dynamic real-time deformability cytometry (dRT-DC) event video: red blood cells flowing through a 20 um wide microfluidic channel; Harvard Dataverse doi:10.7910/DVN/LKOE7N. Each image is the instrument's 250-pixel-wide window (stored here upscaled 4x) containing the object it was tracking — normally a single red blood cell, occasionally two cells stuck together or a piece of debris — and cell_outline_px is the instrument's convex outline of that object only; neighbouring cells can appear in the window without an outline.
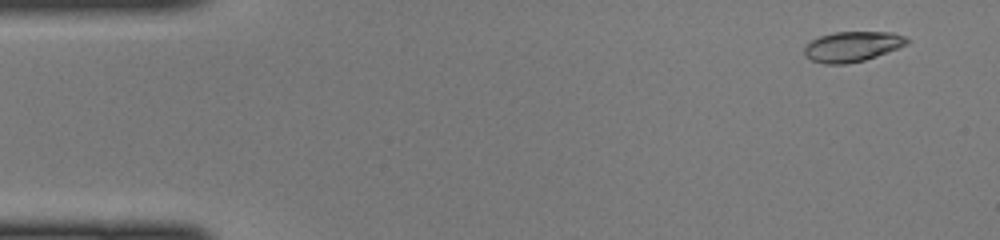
{"species": "common noctule bat (a hibernating species)", "species_latin": "Nyctalus noctula", "temperature_condition": "cold", "stored_images_in_passage": 47, "camera_frame_rate_fps": 3000, "um_per_image_px": 0.085, "animal": {"sex": "female", "body_mass_g": 22.0, "forearm_length_mm": 56.7}, "frame": {"image": 1, "passage_image": 3, "time_ms": 0.667, "image_size_px": [1000, 240], "cell_outline_px": [[908, 44], [876, 56], [864, 60], [844, 64], [824, 64], [812, 60], [804, 56], [804, 48], [812, 40], [820, 36], [836, 32], [892, 32], [904, 36], [908, 40]], "centroid_in_image_um": [72.43, 3.95], "position_along_channel_um": 12.6, "area_um2": 17.86}}
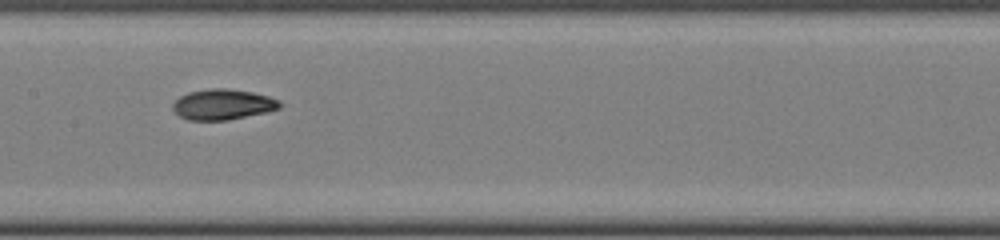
{"frame": {"image": 2, "passage_image": 23, "time_ms": 7.333, "image_size_px": [1000, 240], "cell_outline_px": [[284, 104], [280, 108], [268, 112], [228, 120], [188, 120], [180, 116], [172, 108], [172, 104], [180, 96], [188, 92], [208, 88], [228, 88], [252, 92], [268, 96], [280, 100]], "centroid_in_image_um": [18.97, 8.87], "position_along_channel_um": 188.4, "area_um2": 19.25}}
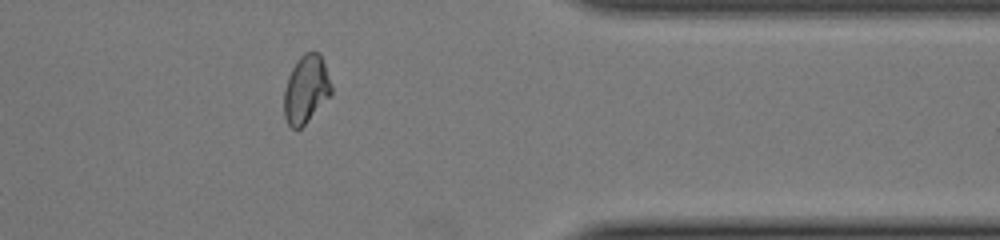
{"frame": {"image": 3, "passage_image": 38, "time_ms": 12.333, "image_size_px": [1000, 240], "cell_outline_px": [[332, 92], [308, 120], [300, 128], [292, 128], [288, 124], [284, 116], [284, 88], [288, 76], [296, 60], [304, 52], [320, 52], [332, 84]], "centroid_in_image_um": [26.0, 7.55], "position_along_channel_um": 385.4, "area_um2": 18.61}}